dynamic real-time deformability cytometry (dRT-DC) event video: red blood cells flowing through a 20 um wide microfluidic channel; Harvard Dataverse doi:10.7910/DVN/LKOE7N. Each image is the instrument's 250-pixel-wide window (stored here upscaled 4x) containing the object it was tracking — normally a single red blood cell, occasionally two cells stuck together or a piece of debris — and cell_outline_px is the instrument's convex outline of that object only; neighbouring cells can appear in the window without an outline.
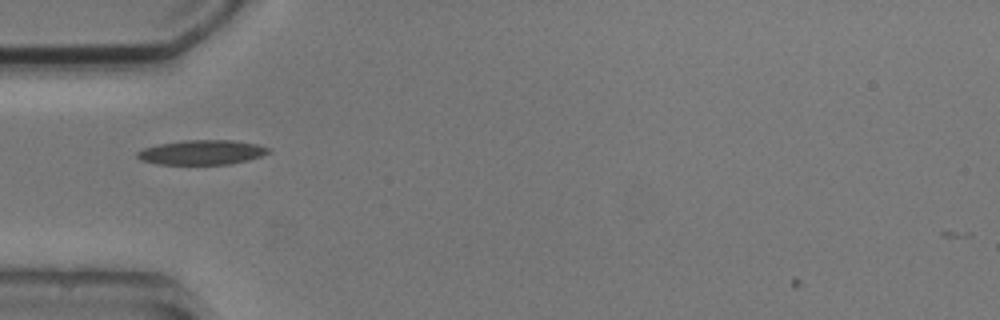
{"species": "common noctule bat (a hibernating species)", "species_latin": "Nyctalus noctula", "temperature_condition": "cold", "stored_images_in_passage": 4, "camera_frame_rate_fps": 3000, "um_per_image_px": 0.085, "animal": {"sex": "male", "body_mass_g": 20.5, "forearm_length_mm": 52.5}, "frame": {"image": 1, "passage_image": 1, "time_ms": 0.0, "image_size_px": [1000, 320], "cell_outline_px": [[272, 152], [248, 160], [228, 164], [156, 164], [140, 160], [136, 156], [136, 152], [144, 148], [160, 144], [184, 140], [232, 140], [256, 144], [272, 148]], "centroid_in_image_um": [17.17, 12.95], "position_along_channel_um": 67.8, "area_um2": 18.84}}